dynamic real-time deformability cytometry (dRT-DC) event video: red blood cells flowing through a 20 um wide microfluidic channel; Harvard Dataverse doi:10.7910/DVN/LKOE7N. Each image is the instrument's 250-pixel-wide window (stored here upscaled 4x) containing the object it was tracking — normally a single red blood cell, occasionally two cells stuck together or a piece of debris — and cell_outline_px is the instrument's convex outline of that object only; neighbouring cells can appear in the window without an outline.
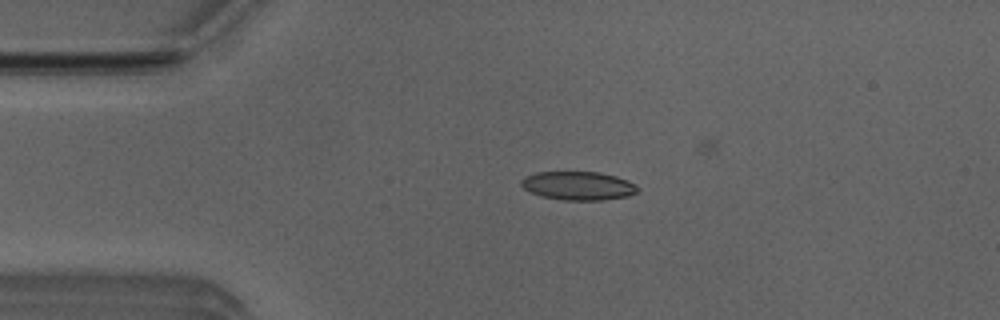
{"species": "Egyptian fruit bat (a non-hibernating species)", "species_latin": "Rousettus aegyptiacus", "temperature_condition": "room temperature", "stored_images_in_passage": 4, "camera_frame_rate_fps": 3000, "um_per_image_px": 0.085, "animal": {"sex": "male"}, "frame": {"image": 1, "passage_image": 3, "time_ms": 0.667, "image_size_px": [1000, 320], "cell_outline_px": [[640, 188], [636, 192], [628, 196], [604, 200], [564, 200], [544, 196], [528, 192], [520, 184], [520, 180], [524, 176], [536, 172], [596, 172], [616, 176], [628, 180], [636, 184]], "centroid_in_image_um": [49.15, 15.78], "position_along_channel_um": 35.9, "area_um2": 19.48}}